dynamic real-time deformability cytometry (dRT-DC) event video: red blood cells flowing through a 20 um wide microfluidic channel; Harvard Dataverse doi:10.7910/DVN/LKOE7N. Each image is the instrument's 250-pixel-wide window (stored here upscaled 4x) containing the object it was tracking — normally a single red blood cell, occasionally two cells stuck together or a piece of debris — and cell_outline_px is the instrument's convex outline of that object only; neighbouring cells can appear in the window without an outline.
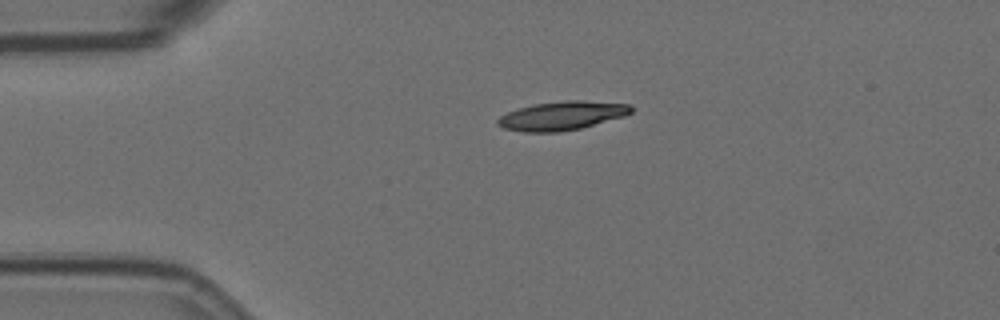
{"species": "Egyptian fruit bat (a non-hibernating species)", "species_latin": "Rousettus aegyptiacus", "temperature_condition": "room temperature", "stored_images_in_passage": 3, "segment_of_instrument_passage": [1, 2], "camera_frame_rate_fps": 3000, "um_per_image_px": 0.085, "animal": {"sex": "female"}, "frame": {"image": 1, "passage_image": 1, "time_ms": 0.0, "image_size_px": [1000, 320], "cell_outline_px": [[632, 112], [624, 116], [580, 128], [560, 132], [524, 132], [504, 128], [496, 124], [496, 120], [500, 116], [508, 112], [532, 104], [568, 100], [580, 100], [632, 104]], "centroid_in_image_um": [47.76, 9.83], "position_along_channel_um": 37.2, "area_um2": 22.31}}